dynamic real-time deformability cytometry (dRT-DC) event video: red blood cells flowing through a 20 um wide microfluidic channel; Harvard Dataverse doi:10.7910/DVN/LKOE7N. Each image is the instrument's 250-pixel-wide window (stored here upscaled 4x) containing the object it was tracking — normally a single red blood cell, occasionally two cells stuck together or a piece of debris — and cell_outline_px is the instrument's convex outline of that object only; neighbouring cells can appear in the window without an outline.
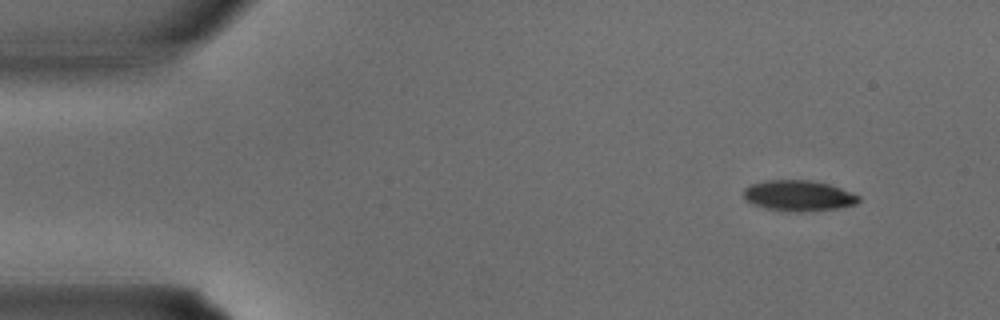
{"species": "common noctule bat (a hibernating species)", "species_latin": "Nyctalus noctula", "temperature_condition": "warm", "stored_images_in_passage": 33, "segment_of_instrument_passage": [1, 2], "camera_frame_rate_fps": 3000, "um_per_image_px": 0.085, "animal": {"sex": "male", "body_mass_g": 15.6}, "frame": {"image": 1, "passage_image": 1, "time_ms": 0.0, "image_size_px": [1000, 320], "cell_outline_px": [[860, 200], [856, 204], [840, 208], [804, 212], [784, 212], [764, 208], [752, 204], [744, 200], [744, 188], [752, 184], [768, 180], [808, 180], [828, 184], [840, 188], [860, 196]], "centroid_in_image_um": [67.85, 16.65], "position_along_channel_um": 17.1, "area_um2": 20.81}}
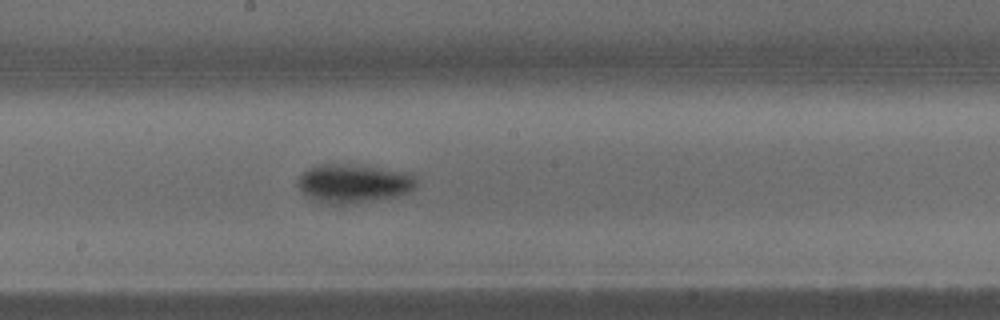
{"frame": {"image": 2, "passage_image": 16, "time_ms": 5.0, "image_size_px": [1000, 320], "cell_outline_px": [[416, 188], [408, 192], [396, 196], [352, 204], [328, 204], [316, 200], [308, 196], [296, 184], [300, 176], [308, 168], [316, 164], [336, 164], [372, 168], [400, 172], [412, 176], [416, 180]], "centroid_in_image_um": [30.0, 15.62], "position_along_channel_um": 218.2, "area_um2": 25.95}}
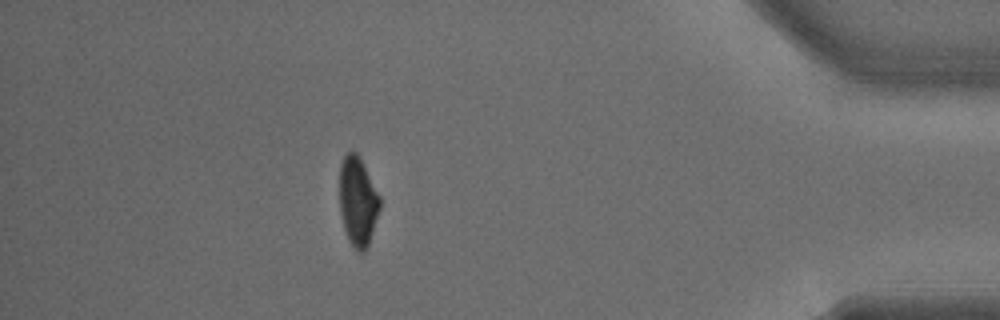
{"frame": {"image": 3, "passage_image": 28, "time_ms": 9.0, "image_size_px": [1000, 320], "cell_outline_px": [[380, 208], [368, 244], [364, 252], [356, 252], [348, 240], [344, 228], [340, 212], [340, 164], [344, 156], [352, 148], [360, 156], [380, 196]], "centroid_in_image_um": [30.41, 17.09], "position_along_channel_um": 404.8, "area_um2": 21.04}}